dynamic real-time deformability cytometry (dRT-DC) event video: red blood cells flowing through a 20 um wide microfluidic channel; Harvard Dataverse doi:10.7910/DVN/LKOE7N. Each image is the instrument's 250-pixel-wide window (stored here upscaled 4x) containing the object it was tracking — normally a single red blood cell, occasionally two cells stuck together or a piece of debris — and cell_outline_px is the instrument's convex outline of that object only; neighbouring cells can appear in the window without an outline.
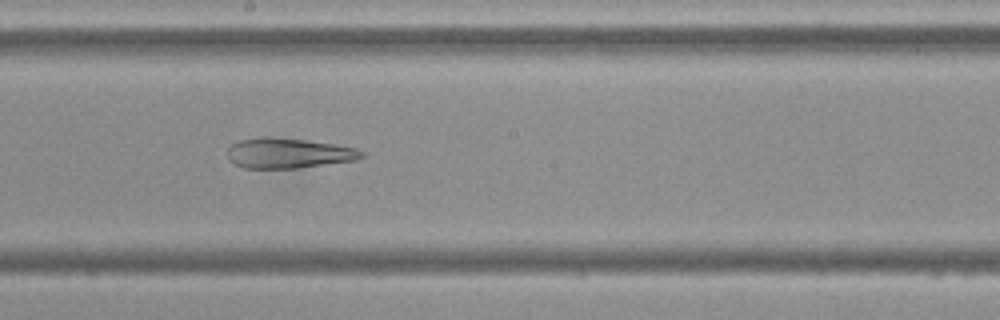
{"species": "Egyptian fruit bat (a non-hibernating species)", "species_latin": "Rousettus aegyptiacus", "temperature_condition": "cold", "stored_images_in_passage": 55, "camera_frame_rate_fps": 3000, "um_per_image_px": 0.085, "frame": {"image": 1, "passage_image": 30, "time_ms": 9.667, "image_size_px": [1000, 320], "cell_outline_px": [[364, 156], [356, 160], [296, 168], [244, 168], [228, 160], [228, 148], [232, 144], [240, 140], [304, 140], [336, 144], [356, 148], [364, 152]], "centroid_in_image_um": [24.58, 13.07], "position_along_channel_um": 223.6, "area_um2": 22.54}}
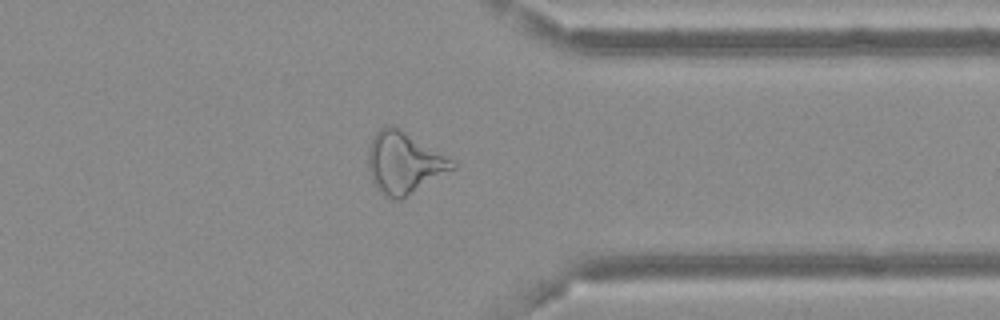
{"frame": {"image": 2, "passage_image": 43, "time_ms": 14.0, "image_size_px": [1000, 320], "cell_outline_px": [[456, 168], [400, 200], [392, 200], [384, 196], [380, 192], [372, 180], [368, 168], [368, 148], [372, 136], [384, 124], [392, 124], [400, 128], [456, 160]], "centroid_in_image_um": [34.35, 13.81], "position_along_channel_um": 377.0, "area_um2": 30.75}}